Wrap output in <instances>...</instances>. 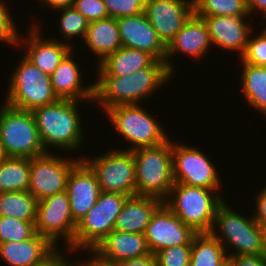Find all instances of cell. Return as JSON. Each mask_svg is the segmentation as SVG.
Instances as JSON below:
<instances>
[{
  "mask_svg": "<svg viewBox=\"0 0 266 266\" xmlns=\"http://www.w3.org/2000/svg\"><path fill=\"white\" fill-rule=\"evenodd\" d=\"M172 76L166 63L161 60L129 75L97 76L98 80L94 82V102L97 101L103 112L118 105H139L157 89L159 91L165 86Z\"/></svg>",
  "mask_w": 266,
  "mask_h": 266,
  "instance_id": "6da1fadb",
  "label": "cell"
},
{
  "mask_svg": "<svg viewBox=\"0 0 266 266\" xmlns=\"http://www.w3.org/2000/svg\"><path fill=\"white\" fill-rule=\"evenodd\" d=\"M78 105L79 101L59 99L55 103L31 111L47 152H50L52 147V150L61 149L75 153L84 144L82 142H85V134Z\"/></svg>",
  "mask_w": 266,
  "mask_h": 266,
  "instance_id": "7a4b0ae2",
  "label": "cell"
},
{
  "mask_svg": "<svg viewBox=\"0 0 266 266\" xmlns=\"http://www.w3.org/2000/svg\"><path fill=\"white\" fill-rule=\"evenodd\" d=\"M224 200L217 208L211 233L227 249L228 256L266 254V228L260 226L254 216H244L231 209ZM218 226V227H217ZM218 228L219 230H216ZM226 243V244H225ZM233 248L231 254L228 246ZM227 246V247H226Z\"/></svg>",
  "mask_w": 266,
  "mask_h": 266,
  "instance_id": "3957f363",
  "label": "cell"
},
{
  "mask_svg": "<svg viewBox=\"0 0 266 266\" xmlns=\"http://www.w3.org/2000/svg\"><path fill=\"white\" fill-rule=\"evenodd\" d=\"M218 190L220 189L174 183L164 203L195 232L210 233L214 226L217 208L225 200Z\"/></svg>",
  "mask_w": 266,
  "mask_h": 266,
  "instance_id": "277c9868",
  "label": "cell"
},
{
  "mask_svg": "<svg viewBox=\"0 0 266 266\" xmlns=\"http://www.w3.org/2000/svg\"><path fill=\"white\" fill-rule=\"evenodd\" d=\"M133 152L136 165V195L156 197L164 202L175 183L172 139Z\"/></svg>",
  "mask_w": 266,
  "mask_h": 266,
  "instance_id": "5b68a950",
  "label": "cell"
},
{
  "mask_svg": "<svg viewBox=\"0 0 266 266\" xmlns=\"http://www.w3.org/2000/svg\"><path fill=\"white\" fill-rule=\"evenodd\" d=\"M11 73L5 103L13 108L32 111L59 100L53 90L51 79L24 56Z\"/></svg>",
  "mask_w": 266,
  "mask_h": 266,
  "instance_id": "8992f818",
  "label": "cell"
},
{
  "mask_svg": "<svg viewBox=\"0 0 266 266\" xmlns=\"http://www.w3.org/2000/svg\"><path fill=\"white\" fill-rule=\"evenodd\" d=\"M0 142L8 157L33 158L48 153L31 111L0 107Z\"/></svg>",
  "mask_w": 266,
  "mask_h": 266,
  "instance_id": "52a82bcc",
  "label": "cell"
},
{
  "mask_svg": "<svg viewBox=\"0 0 266 266\" xmlns=\"http://www.w3.org/2000/svg\"><path fill=\"white\" fill-rule=\"evenodd\" d=\"M141 106V104L118 105L105 111L116 132L122 139L127 140V143H131L129 149L126 147L122 150L133 151L152 147L170 138L157 119Z\"/></svg>",
  "mask_w": 266,
  "mask_h": 266,
  "instance_id": "ba28073f",
  "label": "cell"
},
{
  "mask_svg": "<svg viewBox=\"0 0 266 266\" xmlns=\"http://www.w3.org/2000/svg\"><path fill=\"white\" fill-rule=\"evenodd\" d=\"M129 196L101 191L94 207L77 223L74 251L95 250L114 229L117 216Z\"/></svg>",
  "mask_w": 266,
  "mask_h": 266,
  "instance_id": "9c48e42d",
  "label": "cell"
},
{
  "mask_svg": "<svg viewBox=\"0 0 266 266\" xmlns=\"http://www.w3.org/2000/svg\"><path fill=\"white\" fill-rule=\"evenodd\" d=\"M95 172L101 191L136 195L134 152L121 149L106 151L93 158H82Z\"/></svg>",
  "mask_w": 266,
  "mask_h": 266,
  "instance_id": "30bf717a",
  "label": "cell"
},
{
  "mask_svg": "<svg viewBox=\"0 0 266 266\" xmlns=\"http://www.w3.org/2000/svg\"><path fill=\"white\" fill-rule=\"evenodd\" d=\"M77 223L73 219L67 191L44 198L37 204L36 233L47 237L56 247L64 240L68 250L74 251Z\"/></svg>",
  "mask_w": 266,
  "mask_h": 266,
  "instance_id": "8fae6325",
  "label": "cell"
},
{
  "mask_svg": "<svg viewBox=\"0 0 266 266\" xmlns=\"http://www.w3.org/2000/svg\"><path fill=\"white\" fill-rule=\"evenodd\" d=\"M206 155L192 145L172 139L174 182L206 189L222 188L219 171Z\"/></svg>",
  "mask_w": 266,
  "mask_h": 266,
  "instance_id": "7c38bea8",
  "label": "cell"
},
{
  "mask_svg": "<svg viewBox=\"0 0 266 266\" xmlns=\"http://www.w3.org/2000/svg\"><path fill=\"white\" fill-rule=\"evenodd\" d=\"M83 158L57 156L48 152L30 159V183L28 191L41 201L46 197L66 191L72 168Z\"/></svg>",
  "mask_w": 266,
  "mask_h": 266,
  "instance_id": "4fadbf2b",
  "label": "cell"
},
{
  "mask_svg": "<svg viewBox=\"0 0 266 266\" xmlns=\"http://www.w3.org/2000/svg\"><path fill=\"white\" fill-rule=\"evenodd\" d=\"M197 234L163 202L152 215L144 232L148 249L156 254L172 246L191 245Z\"/></svg>",
  "mask_w": 266,
  "mask_h": 266,
  "instance_id": "5bb4252c",
  "label": "cell"
},
{
  "mask_svg": "<svg viewBox=\"0 0 266 266\" xmlns=\"http://www.w3.org/2000/svg\"><path fill=\"white\" fill-rule=\"evenodd\" d=\"M144 13L167 47L194 14V1L146 0Z\"/></svg>",
  "mask_w": 266,
  "mask_h": 266,
  "instance_id": "9a60e30c",
  "label": "cell"
},
{
  "mask_svg": "<svg viewBox=\"0 0 266 266\" xmlns=\"http://www.w3.org/2000/svg\"><path fill=\"white\" fill-rule=\"evenodd\" d=\"M28 31V36H25L27 39L23 35L20 37L19 34L17 47L26 43L25 48L27 47V49L24 52V57L46 75L51 76L74 46L59 41L56 38L43 39V32H41V26L38 23L36 25L34 23ZM22 37L24 40L21 39Z\"/></svg>",
  "mask_w": 266,
  "mask_h": 266,
  "instance_id": "2e32d148",
  "label": "cell"
},
{
  "mask_svg": "<svg viewBox=\"0 0 266 266\" xmlns=\"http://www.w3.org/2000/svg\"><path fill=\"white\" fill-rule=\"evenodd\" d=\"M66 191L73 219L78 223L94 207L101 193L95 172L83 159L70 171Z\"/></svg>",
  "mask_w": 266,
  "mask_h": 266,
  "instance_id": "e0dca14e",
  "label": "cell"
},
{
  "mask_svg": "<svg viewBox=\"0 0 266 266\" xmlns=\"http://www.w3.org/2000/svg\"><path fill=\"white\" fill-rule=\"evenodd\" d=\"M212 46L209 30L204 19L195 14L178 31L173 40L166 47L165 63L168 70L174 75L175 64H172L173 55L178 53L191 56V59H201ZM172 58V59H171Z\"/></svg>",
  "mask_w": 266,
  "mask_h": 266,
  "instance_id": "ac0fdd59",
  "label": "cell"
},
{
  "mask_svg": "<svg viewBox=\"0 0 266 266\" xmlns=\"http://www.w3.org/2000/svg\"><path fill=\"white\" fill-rule=\"evenodd\" d=\"M117 23L122 46L147 52L156 60L165 62L166 46L144 12L118 18Z\"/></svg>",
  "mask_w": 266,
  "mask_h": 266,
  "instance_id": "d6986e66",
  "label": "cell"
},
{
  "mask_svg": "<svg viewBox=\"0 0 266 266\" xmlns=\"http://www.w3.org/2000/svg\"><path fill=\"white\" fill-rule=\"evenodd\" d=\"M250 16H203L207 24L212 46L226 51L244 53L249 35L253 30L246 20ZM251 25V26H250Z\"/></svg>",
  "mask_w": 266,
  "mask_h": 266,
  "instance_id": "ffe728a7",
  "label": "cell"
},
{
  "mask_svg": "<svg viewBox=\"0 0 266 266\" xmlns=\"http://www.w3.org/2000/svg\"><path fill=\"white\" fill-rule=\"evenodd\" d=\"M71 50L50 76L53 90L59 99L94 102V83L84 86L82 71Z\"/></svg>",
  "mask_w": 266,
  "mask_h": 266,
  "instance_id": "44dd1931",
  "label": "cell"
},
{
  "mask_svg": "<svg viewBox=\"0 0 266 266\" xmlns=\"http://www.w3.org/2000/svg\"><path fill=\"white\" fill-rule=\"evenodd\" d=\"M57 249L47 237L36 233L28 240L0 243V259L9 266H36Z\"/></svg>",
  "mask_w": 266,
  "mask_h": 266,
  "instance_id": "7402d4cb",
  "label": "cell"
},
{
  "mask_svg": "<svg viewBox=\"0 0 266 266\" xmlns=\"http://www.w3.org/2000/svg\"><path fill=\"white\" fill-rule=\"evenodd\" d=\"M162 200L150 196H130L126 199L113 230L144 234L149 221Z\"/></svg>",
  "mask_w": 266,
  "mask_h": 266,
  "instance_id": "603a6c76",
  "label": "cell"
},
{
  "mask_svg": "<svg viewBox=\"0 0 266 266\" xmlns=\"http://www.w3.org/2000/svg\"><path fill=\"white\" fill-rule=\"evenodd\" d=\"M95 251L115 263L150 253L144 234L116 230H112Z\"/></svg>",
  "mask_w": 266,
  "mask_h": 266,
  "instance_id": "cb8c5ba5",
  "label": "cell"
},
{
  "mask_svg": "<svg viewBox=\"0 0 266 266\" xmlns=\"http://www.w3.org/2000/svg\"><path fill=\"white\" fill-rule=\"evenodd\" d=\"M86 48L98 58V64L122 47L117 19L108 17L89 23L85 39Z\"/></svg>",
  "mask_w": 266,
  "mask_h": 266,
  "instance_id": "d4e9b609",
  "label": "cell"
},
{
  "mask_svg": "<svg viewBox=\"0 0 266 266\" xmlns=\"http://www.w3.org/2000/svg\"><path fill=\"white\" fill-rule=\"evenodd\" d=\"M156 59L147 52L122 46L97 65L96 76H124L150 67Z\"/></svg>",
  "mask_w": 266,
  "mask_h": 266,
  "instance_id": "484cf974",
  "label": "cell"
},
{
  "mask_svg": "<svg viewBox=\"0 0 266 266\" xmlns=\"http://www.w3.org/2000/svg\"><path fill=\"white\" fill-rule=\"evenodd\" d=\"M190 266H228L223 244L210 233H197L191 242Z\"/></svg>",
  "mask_w": 266,
  "mask_h": 266,
  "instance_id": "4316f807",
  "label": "cell"
},
{
  "mask_svg": "<svg viewBox=\"0 0 266 266\" xmlns=\"http://www.w3.org/2000/svg\"><path fill=\"white\" fill-rule=\"evenodd\" d=\"M241 91L248 105L266 115V66L241 63Z\"/></svg>",
  "mask_w": 266,
  "mask_h": 266,
  "instance_id": "83f0119b",
  "label": "cell"
},
{
  "mask_svg": "<svg viewBox=\"0 0 266 266\" xmlns=\"http://www.w3.org/2000/svg\"><path fill=\"white\" fill-rule=\"evenodd\" d=\"M30 158L8 157L0 164V193L28 191Z\"/></svg>",
  "mask_w": 266,
  "mask_h": 266,
  "instance_id": "f1b7e54d",
  "label": "cell"
},
{
  "mask_svg": "<svg viewBox=\"0 0 266 266\" xmlns=\"http://www.w3.org/2000/svg\"><path fill=\"white\" fill-rule=\"evenodd\" d=\"M37 199L29 192L0 193V216L21 221H36Z\"/></svg>",
  "mask_w": 266,
  "mask_h": 266,
  "instance_id": "f546056e",
  "label": "cell"
},
{
  "mask_svg": "<svg viewBox=\"0 0 266 266\" xmlns=\"http://www.w3.org/2000/svg\"><path fill=\"white\" fill-rule=\"evenodd\" d=\"M194 14L203 16H249L246 0H193Z\"/></svg>",
  "mask_w": 266,
  "mask_h": 266,
  "instance_id": "4dcf8cb0",
  "label": "cell"
},
{
  "mask_svg": "<svg viewBox=\"0 0 266 266\" xmlns=\"http://www.w3.org/2000/svg\"><path fill=\"white\" fill-rule=\"evenodd\" d=\"M61 12L59 21V32L64 38V43H69L68 40H72L73 37H79L84 40L89 26V21L86 19L77 9L74 7H67L58 9ZM68 42H66V40Z\"/></svg>",
  "mask_w": 266,
  "mask_h": 266,
  "instance_id": "1f68e13d",
  "label": "cell"
},
{
  "mask_svg": "<svg viewBox=\"0 0 266 266\" xmlns=\"http://www.w3.org/2000/svg\"><path fill=\"white\" fill-rule=\"evenodd\" d=\"M35 234V222L0 216V243L28 240Z\"/></svg>",
  "mask_w": 266,
  "mask_h": 266,
  "instance_id": "d6a6232c",
  "label": "cell"
},
{
  "mask_svg": "<svg viewBox=\"0 0 266 266\" xmlns=\"http://www.w3.org/2000/svg\"><path fill=\"white\" fill-rule=\"evenodd\" d=\"M251 31L246 49L240 56L242 63L253 64L257 66H266V26L261 30L258 36H254L255 33ZM253 34V38L251 37Z\"/></svg>",
  "mask_w": 266,
  "mask_h": 266,
  "instance_id": "836d02e7",
  "label": "cell"
},
{
  "mask_svg": "<svg viewBox=\"0 0 266 266\" xmlns=\"http://www.w3.org/2000/svg\"><path fill=\"white\" fill-rule=\"evenodd\" d=\"M156 266H190L191 245H179L160 250Z\"/></svg>",
  "mask_w": 266,
  "mask_h": 266,
  "instance_id": "e575fe53",
  "label": "cell"
},
{
  "mask_svg": "<svg viewBox=\"0 0 266 266\" xmlns=\"http://www.w3.org/2000/svg\"><path fill=\"white\" fill-rule=\"evenodd\" d=\"M109 17L121 18L144 12L146 0H104Z\"/></svg>",
  "mask_w": 266,
  "mask_h": 266,
  "instance_id": "d590c367",
  "label": "cell"
},
{
  "mask_svg": "<svg viewBox=\"0 0 266 266\" xmlns=\"http://www.w3.org/2000/svg\"><path fill=\"white\" fill-rule=\"evenodd\" d=\"M7 6L6 2L0 0V43L3 41L13 47L18 45L19 33Z\"/></svg>",
  "mask_w": 266,
  "mask_h": 266,
  "instance_id": "8d00e7d4",
  "label": "cell"
},
{
  "mask_svg": "<svg viewBox=\"0 0 266 266\" xmlns=\"http://www.w3.org/2000/svg\"><path fill=\"white\" fill-rule=\"evenodd\" d=\"M73 7L89 22L109 17L104 0H75Z\"/></svg>",
  "mask_w": 266,
  "mask_h": 266,
  "instance_id": "74e56055",
  "label": "cell"
},
{
  "mask_svg": "<svg viewBox=\"0 0 266 266\" xmlns=\"http://www.w3.org/2000/svg\"><path fill=\"white\" fill-rule=\"evenodd\" d=\"M228 266H266V255L228 256Z\"/></svg>",
  "mask_w": 266,
  "mask_h": 266,
  "instance_id": "f35d334b",
  "label": "cell"
},
{
  "mask_svg": "<svg viewBox=\"0 0 266 266\" xmlns=\"http://www.w3.org/2000/svg\"><path fill=\"white\" fill-rule=\"evenodd\" d=\"M257 194V197L254 199L256 209L254 210L253 216L260 226L266 228V186Z\"/></svg>",
  "mask_w": 266,
  "mask_h": 266,
  "instance_id": "ab89813d",
  "label": "cell"
},
{
  "mask_svg": "<svg viewBox=\"0 0 266 266\" xmlns=\"http://www.w3.org/2000/svg\"><path fill=\"white\" fill-rule=\"evenodd\" d=\"M117 266H156V255L150 252L138 258L122 260Z\"/></svg>",
  "mask_w": 266,
  "mask_h": 266,
  "instance_id": "60d3db41",
  "label": "cell"
},
{
  "mask_svg": "<svg viewBox=\"0 0 266 266\" xmlns=\"http://www.w3.org/2000/svg\"><path fill=\"white\" fill-rule=\"evenodd\" d=\"M90 252L92 259L88 260H79L78 265L79 266H117V263L114 261L107 260L103 258L97 251L95 250H88V253ZM82 261V262H80Z\"/></svg>",
  "mask_w": 266,
  "mask_h": 266,
  "instance_id": "b9f144b4",
  "label": "cell"
},
{
  "mask_svg": "<svg viewBox=\"0 0 266 266\" xmlns=\"http://www.w3.org/2000/svg\"><path fill=\"white\" fill-rule=\"evenodd\" d=\"M60 250V248L59 250L57 249L48 259L36 266H70L74 261L70 262L68 257L63 256L65 252L61 253L62 251Z\"/></svg>",
  "mask_w": 266,
  "mask_h": 266,
  "instance_id": "7bdbcfd3",
  "label": "cell"
},
{
  "mask_svg": "<svg viewBox=\"0 0 266 266\" xmlns=\"http://www.w3.org/2000/svg\"><path fill=\"white\" fill-rule=\"evenodd\" d=\"M247 10L249 16L257 14L260 11L266 18V0H246ZM252 14V15H251Z\"/></svg>",
  "mask_w": 266,
  "mask_h": 266,
  "instance_id": "ee69618b",
  "label": "cell"
},
{
  "mask_svg": "<svg viewBox=\"0 0 266 266\" xmlns=\"http://www.w3.org/2000/svg\"><path fill=\"white\" fill-rule=\"evenodd\" d=\"M40 1L44 7L48 6V8L53 10V12L58 11L61 8L73 7L75 0H38Z\"/></svg>",
  "mask_w": 266,
  "mask_h": 266,
  "instance_id": "f6af8a7d",
  "label": "cell"
},
{
  "mask_svg": "<svg viewBox=\"0 0 266 266\" xmlns=\"http://www.w3.org/2000/svg\"><path fill=\"white\" fill-rule=\"evenodd\" d=\"M8 158V155L0 142V164Z\"/></svg>",
  "mask_w": 266,
  "mask_h": 266,
  "instance_id": "bcb514c9",
  "label": "cell"
},
{
  "mask_svg": "<svg viewBox=\"0 0 266 266\" xmlns=\"http://www.w3.org/2000/svg\"><path fill=\"white\" fill-rule=\"evenodd\" d=\"M70 266H79L78 264H77V262H73Z\"/></svg>",
  "mask_w": 266,
  "mask_h": 266,
  "instance_id": "7dc6e473",
  "label": "cell"
}]
</instances>
